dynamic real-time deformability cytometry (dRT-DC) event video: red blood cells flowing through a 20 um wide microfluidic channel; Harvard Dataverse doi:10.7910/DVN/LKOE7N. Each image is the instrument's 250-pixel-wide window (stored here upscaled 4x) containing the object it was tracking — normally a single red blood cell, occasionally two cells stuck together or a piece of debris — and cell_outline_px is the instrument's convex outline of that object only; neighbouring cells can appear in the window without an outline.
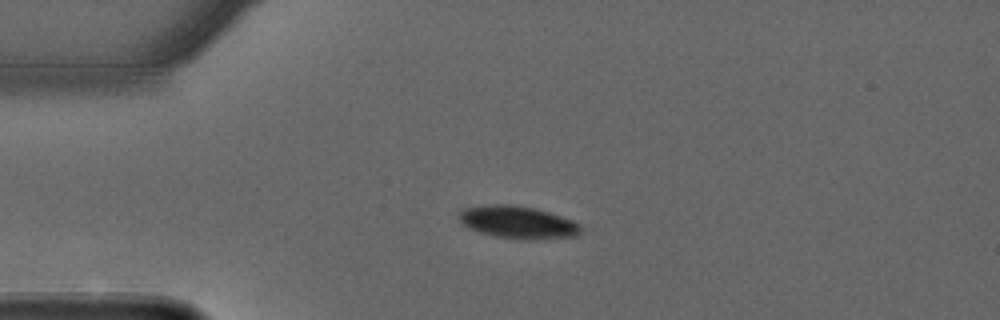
{"species": "common noctule bat (a hibernating species)", "species_latin": "Nyctalus noctula", "temperature_condition": "warm", "stored_images_in_passage": 38, "camera_frame_rate_fps": 3000, "um_per_image_px": 0.085, "animal": {"sex": "male", "forearm_length_mm": 52.5}, "frame": {"image": 1, "passage_image": 1, "time_ms": 0.0, "image_size_px": [1000, 320], "cell_outline_px": [[580, 236], [496, 236], [480, 232], [464, 224], [456, 216], [460, 208], [484, 204], [512, 204], [536, 208], [572, 220], [580, 224]], "centroid_in_image_um": [43.91, 18.8], "position_along_channel_um": 41.1, "area_um2": 22.02}}
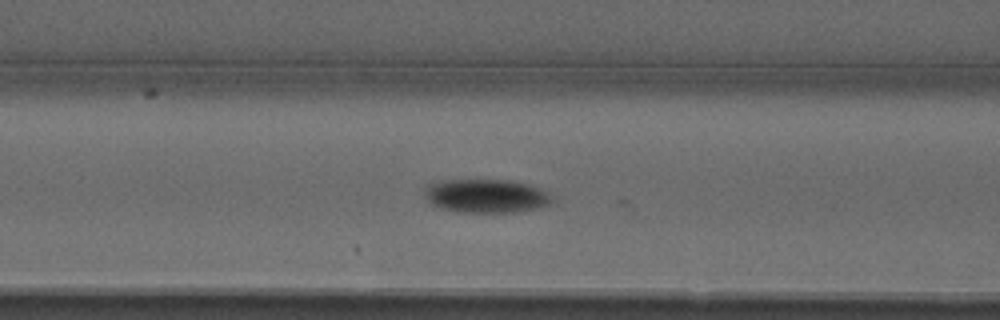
{"frame": {"image": 2, "passage_image": 10, "time_ms": 3.0, "image_size_px": [1000, 320], "cell_outline_px": [[552, 200], [548, 204], [540, 208], [516, 212], [460, 212], [440, 208], [432, 204], [424, 196], [424, 188], [428, 184], [448, 180], [512, 180], [528, 184], [540, 188], [548, 192], [552, 196]], "centroid_in_image_um": [41.33, 16.65], "position_along_channel_um": 125.3, "area_um2": 25.09}}
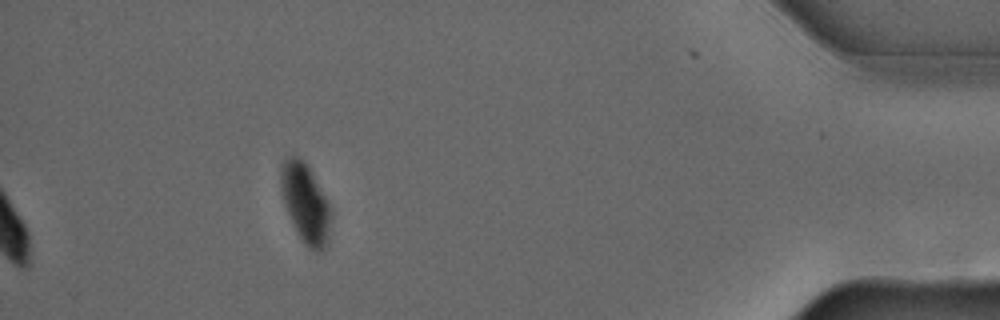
{"frame": {"image": 3, "passage_image": 38, "time_ms": 12.333, "image_size_px": [1000, 320], "cell_outline_px": [[332, 212], [328, 244], [320, 252], [316, 252], [308, 248], [304, 244], [296, 232], [284, 204], [280, 184], [280, 168], [284, 160], [288, 156], [296, 156], [304, 160], [324, 196]], "centroid_in_image_um": [25.95, 17.32], "position_along_channel_um": 409.2, "area_um2": 23.06}, "authors_computed_cell_mechanics": {"area_um2": 24.7962, "velocity_mm_per_s": 3.6683, "shape_relaxation_time_tau1_ms": 2.2827, "shape_relaxation_time_tau2_ms": null, "deformation_change_tau1": 0.1277, "deformation_change_tau2": null}}